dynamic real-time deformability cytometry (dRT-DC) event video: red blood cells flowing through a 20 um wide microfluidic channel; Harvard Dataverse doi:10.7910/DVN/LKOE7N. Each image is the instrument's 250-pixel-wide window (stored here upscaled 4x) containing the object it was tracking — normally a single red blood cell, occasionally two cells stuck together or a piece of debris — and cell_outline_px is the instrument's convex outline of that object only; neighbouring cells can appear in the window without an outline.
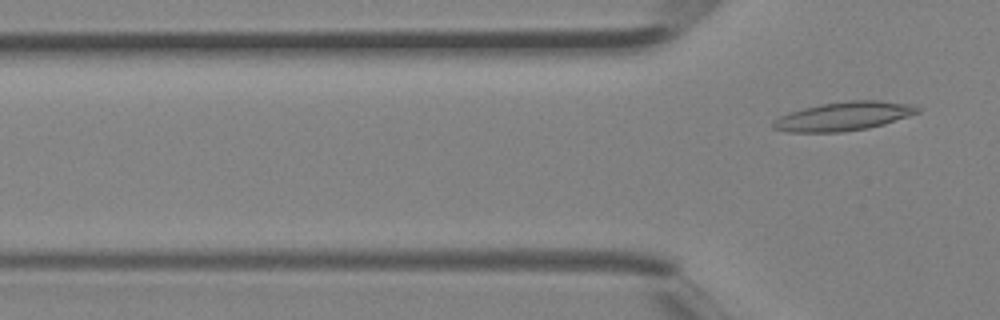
{"species": "Egyptian fruit bat (a non-hibernating species)", "species_latin": "Rousettus aegyptiacus", "temperature_condition": "room temperature", "stored_images_in_passage": 4, "camera_frame_rate_fps": 3000, "um_per_image_px": 0.085, "animal": {"sex": "female"}, "frame": {"image": 1, "passage_image": 4, "time_ms": 1.0, "image_size_px": [1000, 320], "cell_outline_px": [[920, 112], [884, 124], [868, 128], [844, 132], [788, 132], [772, 128], [772, 124], [780, 116], [788, 112], [820, 104], [848, 100], [876, 100], [912, 104], [920, 108]], "centroid_in_image_um": [71.72, 9.88], "position_along_channel_um": 54.1, "area_um2": 24.22}}